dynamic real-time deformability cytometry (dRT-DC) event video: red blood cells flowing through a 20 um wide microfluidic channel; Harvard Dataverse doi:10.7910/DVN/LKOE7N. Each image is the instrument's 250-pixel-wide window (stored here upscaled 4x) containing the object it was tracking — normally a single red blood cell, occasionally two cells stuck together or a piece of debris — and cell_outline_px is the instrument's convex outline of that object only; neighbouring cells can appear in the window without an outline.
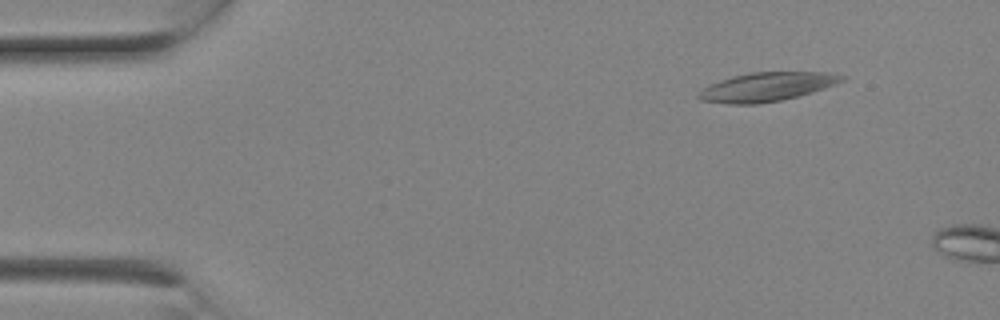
{"species": "Egyptian fruit bat (a non-hibernating species)", "species_latin": "Rousettus aegyptiacus", "temperature_condition": "room temperature", "stored_images_in_passage": 5, "camera_frame_rate_fps": 3000, "um_per_image_px": 0.085, "animal": {"sex": "female"}, "frame": {"image": 1, "passage_image": 3, "time_ms": 0.667, "image_size_px": [1000, 320], "cell_outline_px": [[848, 76], [844, 80], [836, 84], [812, 92], [780, 100], [756, 104], [728, 104], [700, 100], [696, 96], [696, 92], [720, 80], [732, 76], [752, 72], [828, 72]], "centroid_in_image_um": [65.17, 7.38], "position_along_channel_um": 19.8, "area_um2": 24.04}}